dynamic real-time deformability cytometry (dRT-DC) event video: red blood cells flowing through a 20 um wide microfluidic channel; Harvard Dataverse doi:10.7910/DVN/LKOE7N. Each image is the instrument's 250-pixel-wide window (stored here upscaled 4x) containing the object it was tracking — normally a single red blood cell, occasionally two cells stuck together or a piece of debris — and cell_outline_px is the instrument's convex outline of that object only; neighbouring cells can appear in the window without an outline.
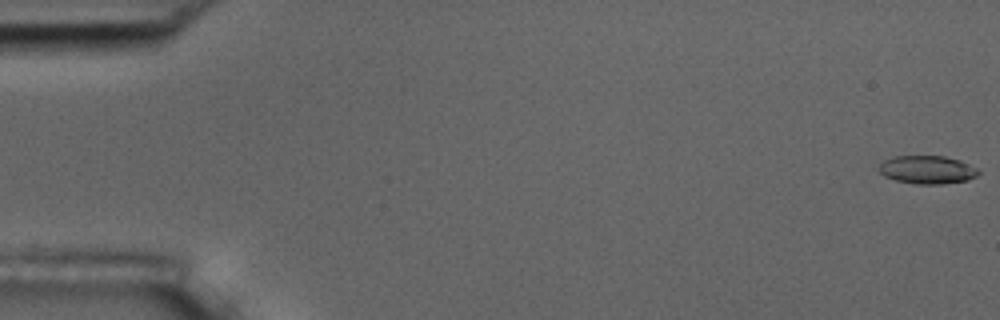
{"species": "common noctule bat (a hibernating species)", "species_latin": "Nyctalus noctula", "temperature_condition": "room temperature", "stored_images_in_passage": 55, "camera_frame_rate_fps": 3000, "um_per_image_px": 0.085, "animal": {"sex": "male", "body_mass_g": 17.5, "forearm_length_mm": 52.3}, "frame": {"image": 1, "passage_image": 1, "time_ms": 0.0, "image_size_px": [1000, 320], "cell_outline_px": [[980, 172], [976, 176], [968, 180], [944, 184], [916, 184], [896, 180], [884, 176], [880, 172], [880, 164], [884, 160], [896, 156], [944, 156], [960, 160], [976, 168]], "centroid_in_image_um": [78.83, 14.43], "position_along_channel_um": 6.2, "area_um2": 16.24}}
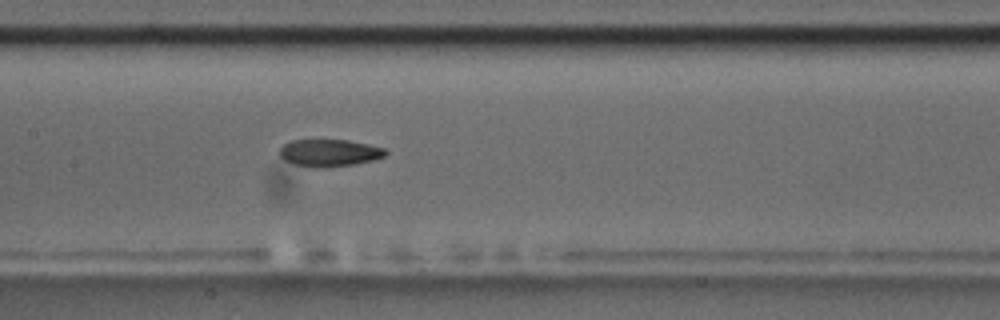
{"frame": {"image": 2, "passage_image": 27, "time_ms": 8.667, "image_size_px": [1000, 320], "cell_outline_px": [[388, 152], [384, 156], [372, 160], [352, 164], [320, 168], [312, 168], [296, 164], [284, 160], [280, 156], [280, 148], [284, 144], [292, 140], [348, 140], [368, 144], [384, 148]], "centroid_in_image_um": [27.98, 12.99], "position_along_channel_um": 179.4, "area_um2": 16.65}}
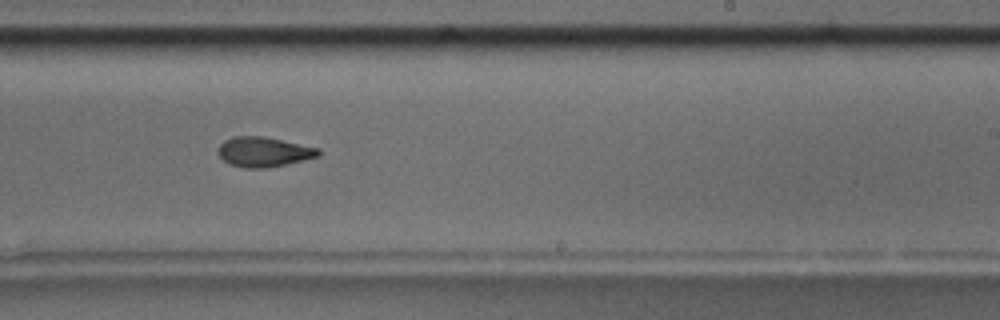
{"frame": {"image": 3, "passage_image": 34, "time_ms": 11.0, "image_size_px": [1000, 320], "cell_outline_px": [[320, 156], [304, 160], [268, 168], [244, 168], [228, 164], [220, 156], [220, 144], [224, 140], [232, 136], [264, 136], [320, 148]], "centroid_in_image_um": [22.44, 12.91], "position_along_channel_um": 266.6, "area_um2": 17.51}}